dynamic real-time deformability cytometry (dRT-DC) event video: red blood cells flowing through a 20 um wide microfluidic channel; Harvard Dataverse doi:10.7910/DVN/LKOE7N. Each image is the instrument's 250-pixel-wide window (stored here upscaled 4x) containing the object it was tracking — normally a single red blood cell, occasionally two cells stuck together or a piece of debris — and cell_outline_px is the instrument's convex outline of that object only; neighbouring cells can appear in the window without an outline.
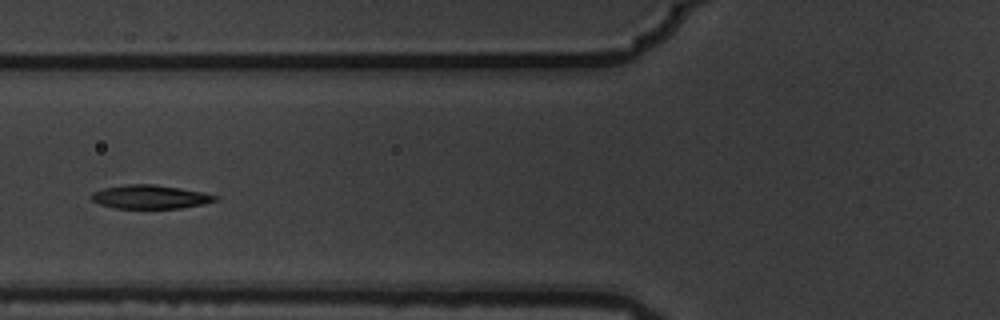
{"species": "common noctule bat (a hibernating species)", "species_latin": "Nyctalus noctula", "temperature_condition": "warm", "stored_images_in_passage": 5, "camera_frame_rate_fps": 3000, "um_per_image_px": 0.085, "animal": {"sex": "male", "body_mass_g": 19.5, "forearm_length_mm": 54.6}, "frame": {"image": 1, "passage_image": 5, "time_ms": 1.333, "image_size_px": [1000, 320], "cell_outline_px": [[220, 196], [216, 200], [204, 204], [180, 208], [112, 208], [100, 204], [92, 200], [92, 192], [104, 188], [128, 184], [152, 184], [200, 192]], "centroid_in_image_um": [12.74, 16.74], "position_along_channel_um": 113.1, "area_um2": 16.82}}